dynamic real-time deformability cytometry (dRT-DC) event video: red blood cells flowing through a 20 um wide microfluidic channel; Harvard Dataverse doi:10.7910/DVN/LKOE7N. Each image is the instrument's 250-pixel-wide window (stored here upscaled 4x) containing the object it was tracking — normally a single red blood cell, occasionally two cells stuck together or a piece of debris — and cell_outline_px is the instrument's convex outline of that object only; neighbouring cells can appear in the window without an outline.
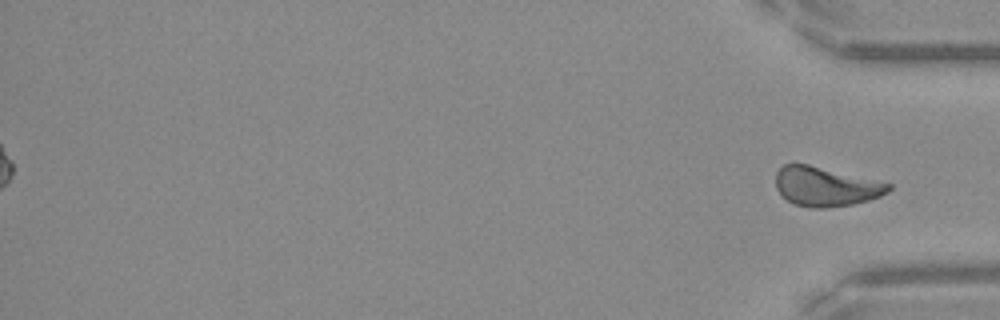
{"species": "Egyptian fruit bat (a non-hibernating species)", "species_latin": "Rousettus aegyptiacus", "temperature_condition": "warm", "stored_images_in_passage": 47, "segment_of_instrument_passage": [2, 2], "camera_frame_rate_fps": 3000, "um_per_image_px": 0.085, "frame": {"image": 1, "passage_image": 47, "time_ms": 15.333, "image_size_px": [1000, 320], "cell_outline_px": [[892, 188], [888, 192], [880, 196], [868, 200], [852, 204], [824, 208], [812, 208], [796, 204], [788, 200], [776, 188], [776, 172], [784, 164], [808, 164], [892, 184]], "centroid_in_image_um": [70.19, 15.86], "position_along_channel_um": 365.0, "area_um2": 25.49}}